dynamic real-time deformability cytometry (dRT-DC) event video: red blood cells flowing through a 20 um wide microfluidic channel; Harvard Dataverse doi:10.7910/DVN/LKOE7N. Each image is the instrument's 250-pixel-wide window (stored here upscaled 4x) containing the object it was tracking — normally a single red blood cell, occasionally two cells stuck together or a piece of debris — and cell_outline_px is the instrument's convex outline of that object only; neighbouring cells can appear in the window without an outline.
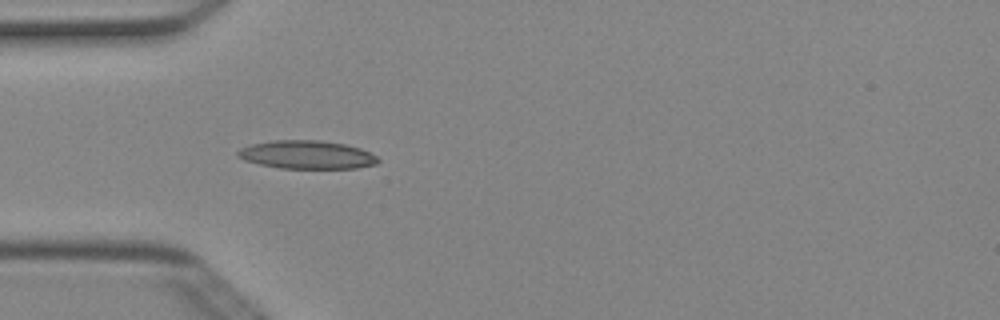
{"species": "Egyptian fruit bat (a non-hibernating species)", "species_latin": "Rousettus aegyptiacus", "temperature_condition": "cold", "stored_images_in_passage": 3, "camera_frame_rate_fps": 3000, "um_per_image_px": 0.085, "animal": {"sex": "female"}, "frame": {"image": 1, "passage_image": 3, "time_ms": 0.667, "image_size_px": [1000, 320], "cell_outline_px": [[380, 160], [376, 164], [356, 168], [280, 168], [260, 164], [244, 160], [236, 156], [236, 152], [240, 148], [252, 144], [272, 140], [320, 140], [344, 144], [360, 148], [376, 156]], "centroid_in_image_um": [26.06, 13.15], "position_along_channel_um": 58.9, "area_um2": 23.06}}